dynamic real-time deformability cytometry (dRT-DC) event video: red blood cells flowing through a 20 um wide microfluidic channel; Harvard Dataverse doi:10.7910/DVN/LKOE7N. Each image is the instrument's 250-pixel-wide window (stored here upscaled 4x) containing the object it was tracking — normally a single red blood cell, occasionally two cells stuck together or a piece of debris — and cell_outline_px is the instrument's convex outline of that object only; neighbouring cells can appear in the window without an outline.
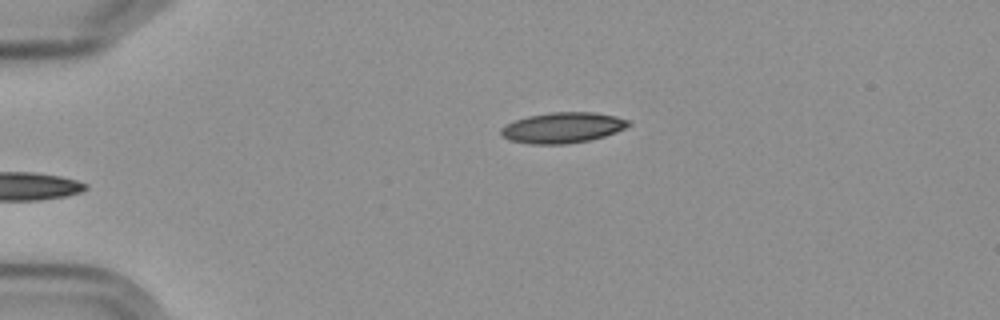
{"species": "Egyptian fruit bat (a non-hibernating species)", "species_latin": "Rousettus aegyptiacus", "temperature_condition": "cold", "stored_images_in_passage": 5, "camera_frame_rate_fps": 3000, "um_per_image_px": 0.085, "frame": {"image": 1, "passage_image": 5, "time_ms": 5.667, "image_size_px": [1000, 320], "cell_outline_px": [[632, 124], [616, 132], [604, 136], [588, 140], [564, 144], [532, 144], [508, 140], [500, 132], [500, 128], [504, 124], [528, 116], [552, 112], [592, 112], [616, 116], [628, 120]], "centroid_in_image_um": [47.81, 10.85], "position_along_channel_um": 37.2, "area_um2": 22.66}}